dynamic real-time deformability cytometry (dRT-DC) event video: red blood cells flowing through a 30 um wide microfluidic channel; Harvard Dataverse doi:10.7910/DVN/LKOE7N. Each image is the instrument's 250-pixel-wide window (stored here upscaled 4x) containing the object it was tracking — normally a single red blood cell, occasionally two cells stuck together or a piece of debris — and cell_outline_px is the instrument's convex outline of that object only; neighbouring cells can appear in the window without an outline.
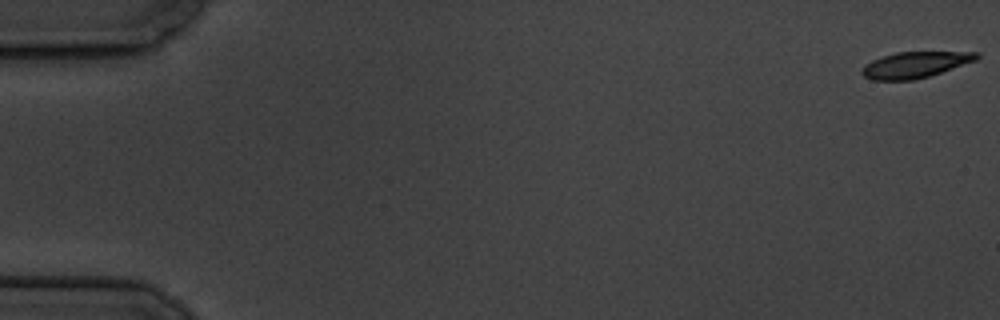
{"species": "common noctule bat (a hibernating species)", "species_latin": "Nyctalus noctula", "temperature_condition": "cold", "stored_images_in_passage": 6, "camera_frame_rate_fps": 3000, "um_per_image_px": 0.085, "animal": {"sex": "male", "body_mass_g": 19.5, "forearm_length_mm": 54.6}, "frame": {"image": 1, "passage_image": 1, "time_ms": 0.0, "image_size_px": [1000, 320], "cell_outline_px": [[980, 56], [976, 60], [928, 76], [912, 80], [872, 80], [864, 76], [860, 72], [864, 64], [872, 60], [896, 52], [980, 52]], "centroid_in_image_um": [77.75, 5.5], "position_along_channel_um": 7.3, "area_um2": 17.22}}
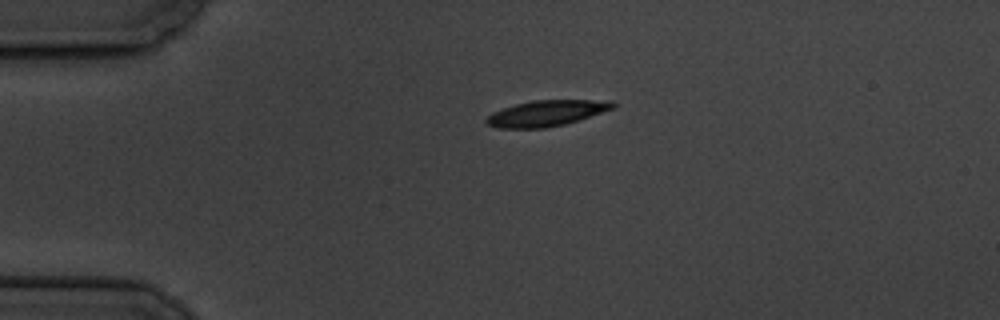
{"frame": {"image": 2, "passage_image": 5, "time_ms": 4.333, "image_size_px": [1000, 320], "cell_outline_px": [[616, 104], [612, 108], [564, 124], [544, 128], [496, 128], [488, 124], [484, 120], [492, 112], [516, 104], [532, 100], [612, 100]], "centroid_in_image_um": [46.4, 9.62], "position_along_channel_um": 38.6, "area_um2": 18.73}}